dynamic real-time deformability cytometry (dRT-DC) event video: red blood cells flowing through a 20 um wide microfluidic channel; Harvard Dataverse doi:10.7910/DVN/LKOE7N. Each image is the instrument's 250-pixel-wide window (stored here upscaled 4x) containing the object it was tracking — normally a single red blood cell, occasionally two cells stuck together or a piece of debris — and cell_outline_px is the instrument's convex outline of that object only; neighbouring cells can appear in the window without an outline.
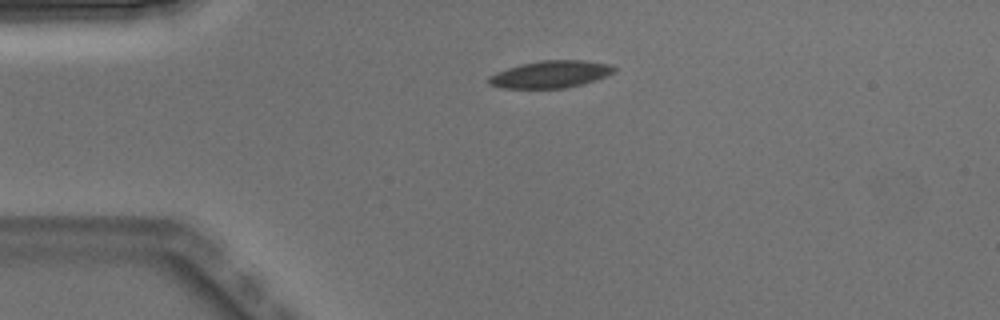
{"species": "Egyptian fruit bat (a non-hibernating species)", "species_latin": "Rousettus aegyptiacus", "temperature_condition": "warm", "stored_images_in_passage": 4, "camera_frame_rate_fps": 3000, "um_per_image_px": 0.085, "animal": {"sex": "male"}, "frame": {"image": 1, "passage_image": 4, "time_ms": 1.0, "image_size_px": [1000, 320], "cell_outline_px": [[616, 68], [612, 72], [604, 76], [584, 84], [564, 88], [500, 88], [488, 84], [488, 76], [496, 72], [520, 64], [540, 60], [584, 60], [612, 64]], "centroid_in_image_um": [46.76, 6.31], "position_along_channel_um": 38.2, "area_um2": 19.88}}